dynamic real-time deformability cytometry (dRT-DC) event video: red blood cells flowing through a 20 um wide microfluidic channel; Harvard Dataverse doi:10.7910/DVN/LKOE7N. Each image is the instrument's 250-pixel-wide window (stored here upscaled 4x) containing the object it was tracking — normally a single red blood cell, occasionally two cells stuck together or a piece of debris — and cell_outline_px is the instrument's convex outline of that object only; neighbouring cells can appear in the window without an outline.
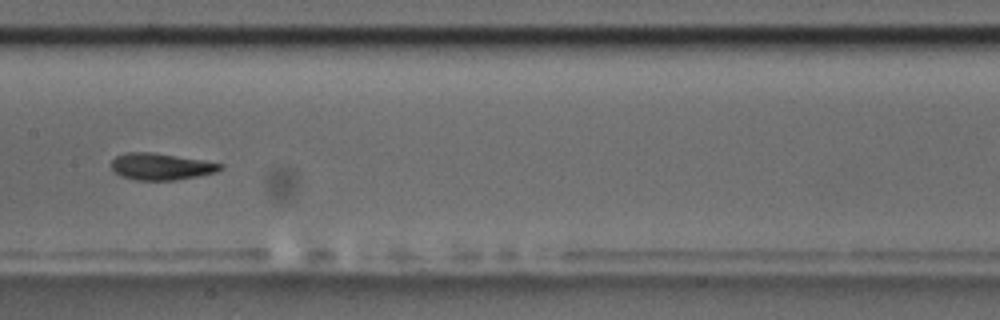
{"species": "common noctule bat (a hibernating species)", "species_latin": "Nyctalus noctula", "temperature_condition": "room temperature", "stored_images_in_passage": 41, "camera_frame_rate_fps": 3000, "um_per_image_px": 0.085, "animal": {"sex": "male", "body_mass_g": 17.5, "forearm_length_mm": 52.3}, "frame": {"image": 1, "passage_image": 12, "time_ms": 3.667, "image_size_px": [1000, 320], "cell_outline_px": [[224, 168], [216, 172], [176, 180], [136, 180], [120, 176], [112, 168], [112, 160], [116, 156], [128, 152], [152, 152], [204, 160], [224, 164]], "centroid_in_image_um": [13.71, 14.15], "position_along_channel_um": 193.7, "area_um2": 16.94}}
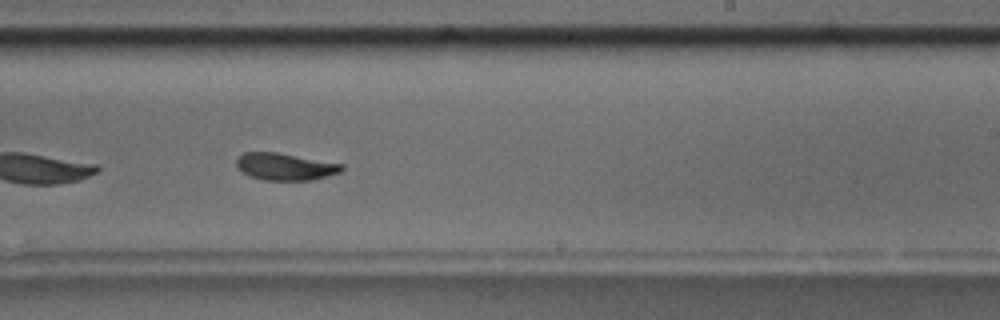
{"frame": {"image": 2, "passage_image": 18, "time_ms": 5.667, "image_size_px": [1000, 320], "cell_outline_px": [[344, 168], [340, 172], [328, 176], [312, 180], [264, 180], [248, 176], [236, 164], [236, 160], [244, 152], [276, 152], [344, 164]], "centroid_in_image_um": [24.26, 14.17], "position_along_channel_um": 264.7, "area_um2": 16.53}, "authors_computed_cell_mechanics": {"area_um2": 17.051, "velocity_mm_per_s": 3.5658, "shape_relaxation_time_tau1_ms": 3.1428, "shape_relaxation_time_tau2_ms": 2.6258, "deformation_change_tau1": 0.1662, "deformation_change_tau2": 0.0666}}